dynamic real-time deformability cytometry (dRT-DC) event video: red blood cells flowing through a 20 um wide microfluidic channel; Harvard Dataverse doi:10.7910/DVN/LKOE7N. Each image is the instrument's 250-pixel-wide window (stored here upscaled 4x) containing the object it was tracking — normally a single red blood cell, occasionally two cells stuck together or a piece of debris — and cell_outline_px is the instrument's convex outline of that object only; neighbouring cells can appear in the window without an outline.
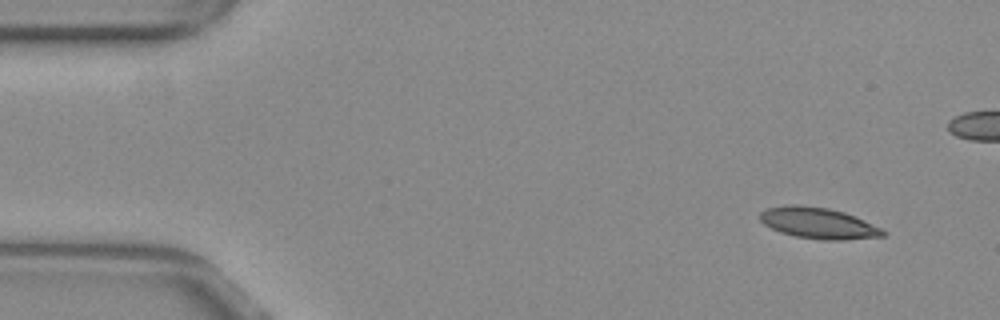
{"species": "common noctule bat (a hibernating species)", "species_latin": "Nyctalus noctula", "temperature_condition": "warm", "stored_images_in_passage": 12, "camera_frame_rate_fps": 3000, "um_per_image_px": 0.085, "animal": {"sex": "female", "body_mass_g": 29.2, "forearm_length_mm": 56.3}, "frame": {"image": 1, "passage_image": 4, "time_ms": 1.0, "image_size_px": [1000, 320], "cell_outline_px": [[884, 236], [844, 240], [824, 240], [796, 236], [780, 232], [764, 224], [760, 220], [760, 212], [764, 208], [788, 204], [800, 204], [828, 208], [844, 212], [864, 220], [880, 228], [884, 232]], "centroid_in_image_um": [69.5, 18.95], "position_along_channel_um": 15.5, "area_um2": 22.25}}